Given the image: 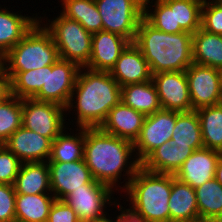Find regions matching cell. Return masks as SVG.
<instances>
[{
	"label": "cell",
	"instance_id": "22",
	"mask_svg": "<svg viewBox=\"0 0 222 222\" xmlns=\"http://www.w3.org/2000/svg\"><path fill=\"white\" fill-rule=\"evenodd\" d=\"M194 151L193 148H181L168 141L156 148L141 166L150 172L175 174Z\"/></svg>",
	"mask_w": 222,
	"mask_h": 222
},
{
	"label": "cell",
	"instance_id": "2",
	"mask_svg": "<svg viewBox=\"0 0 222 222\" xmlns=\"http://www.w3.org/2000/svg\"><path fill=\"white\" fill-rule=\"evenodd\" d=\"M120 101L121 87L110 72L81 67L66 111L75 112L77 128H97Z\"/></svg>",
	"mask_w": 222,
	"mask_h": 222
},
{
	"label": "cell",
	"instance_id": "34",
	"mask_svg": "<svg viewBox=\"0 0 222 222\" xmlns=\"http://www.w3.org/2000/svg\"><path fill=\"white\" fill-rule=\"evenodd\" d=\"M22 126V99L8 95L0 102V145Z\"/></svg>",
	"mask_w": 222,
	"mask_h": 222
},
{
	"label": "cell",
	"instance_id": "14",
	"mask_svg": "<svg viewBox=\"0 0 222 222\" xmlns=\"http://www.w3.org/2000/svg\"><path fill=\"white\" fill-rule=\"evenodd\" d=\"M47 164L51 191L58 200H63L73 190L84 188V184L96 182L84 159L73 162H47Z\"/></svg>",
	"mask_w": 222,
	"mask_h": 222
},
{
	"label": "cell",
	"instance_id": "32",
	"mask_svg": "<svg viewBox=\"0 0 222 222\" xmlns=\"http://www.w3.org/2000/svg\"><path fill=\"white\" fill-rule=\"evenodd\" d=\"M9 78L10 94L20 99L33 98L42 88L46 66L28 71H4Z\"/></svg>",
	"mask_w": 222,
	"mask_h": 222
},
{
	"label": "cell",
	"instance_id": "5",
	"mask_svg": "<svg viewBox=\"0 0 222 222\" xmlns=\"http://www.w3.org/2000/svg\"><path fill=\"white\" fill-rule=\"evenodd\" d=\"M58 59L51 34L38 21L1 61L4 71H28L53 65Z\"/></svg>",
	"mask_w": 222,
	"mask_h": 222
},
{
	"label": "cell",
	"instance_id": "42",
	"mask_svg": "<svg viewBox=\"0 0 222 222\" xmlns=\"http://www.w3.org/2000/svg\"><path fill=\"white\" fill-rule=\"evenodd\" d=\"M214 178L222 185V153H220Z\"/></svg>",
	"mask_w": 222,
	"mask_h": 222
},
{
	"label": "cell",
	"instance_id": "44",
	"mask_svg": "<svg viewBox=\"0 0 222 222\" xmlns=\"http://www.w3.org/2000/svg\"><path fill=\"white\" fill-rule=\"evenodd\" d=\"M190 222H220V219L198 218Z\"/></svg>",
	"mask_w": 222,
	"mask_h": 222
},
{
	"label": "cell",
	"instance_id": "46",
	"mask_svg": "<svg viewBox=\"0 0 222 222\" xmlns=\"http://www.w3.org/2000/svg\"><path fill=\"white\" fill-rule=\"evenodd\" d=\"M214 1L222 7V0H214Z\"/></svg>",
	"mask_w": 222,
	"mask_h": 222
},
{
	"label": "cell",
	"instance_id": "39",
	"mask_svg": "<svg viewBox=\"0 0 222 222\" xmlns=\"http://www.w3.org/2000/svg\"><path fill=\"white\" fill-rule=\"evenodd\" d=\"M47 222H81L75 211L64 201L55 199Z\"/></svg>",
	"mask_w": 222,
	"mask_h": 222
},
{
	"label": "cell",
	"instance_id": "33",
	"mask_svg": "<svg viewBox=\"0 0 222 222\" xmlns=\"http://www.w3.org/2000/svg\"><path fill=\"white\" fill-rule=\"evenodd\" d=\"M199 218H222V185L215 179L206 181L194 189Z\"/></svg>",
	"mask_w": 222,
	"mask_h": 222
},
{
	"label": "cell",
	"instance_id": "6",
	"mask_svg": "<svg viewBox=\"0 0 222 222\" xmlns=\"http://www.w3.org/2000/svg\"><path fill=\"white\" fill-rule=\"evenodd\" d=\"M39 22L51 34L59 53V58L76 63L80 68L86 67L91 57L92 34L79 22L71 20L60 13L49 23ZM51 20V21H50Z\"/></svg>",
	"mask_w": 222,
	"mask_h": 222
},
{
	"label": "cell",
	"instance_id": "43",
	"mask_svg": "<svg viewBox=\"0 0 222 222\" xmlns=\"http://www.w3.org/2000/svg\"><path fill=\"white\" fill-rule=\"evenodd\" d=\"M114 218H115V220H114ZM89 222H118V219H117V216L113 217V219H112V217L108 213V216L106 215L103 218H100L98 220H92V221H89Z\"/></svg>",
	"mask_w": 222,
	"mask_h": 222
},
{
	"label": "cell",
	"instance_id": "23",
	"mask_svg": "<svg viewBox=\"0 0 222 222\" xmlns=\"http://www.w3.org/2000/svg\"><path fill=\"white\" fill-rule=\"evenodd\" d=\"M18 194L52 193L47 162H24L14 182Z\"/></svg>",
	"mask_w": 222,
	"mask_h": 222
},
{
	"label": "cell",
	"instance_id": "37",
	"mask_svg": "<svg viewBox=\"0 0 222 222\" xmlns=\"http://www.w3.org/2000/svg\"><path fill=\"white\" fill-rule=\"evenodd\" d=\"M22 162L4 145H0V184L14 185Z\"/></svg>",
	"mask_w": 222,
	"mask_h": 222
},
{
	"label": "cell",
	"instance_id": "29",
	"mask_svg": "<svg viewBox=\"0 0 222 222\" xmlns=\"http://www.w3.org/2000/svg\"><path fill=\"white\" fill-rule=\"evenodd\" d=\"M60 13L79 22L89 33L103 30L101 15L94 0H61Z\"/></svg>",
	"mask_w": 222,
	"mask_h": 222
},
{
	"label": "cell",
	"instance_id": "24",
	"mask_svg": "<svg viewBox=\"0 0 222 222\" xmlns=\"http://www.w3.org/2000/svg\"><path fill=\"white\" fill-rule=\"evenodd\" d=\"M193 63L222 69V35L205 31L201 27L192 38Z\"/></svg>",
	"mask_w": 222,
	"mask_h": 222
},
{
	"label": "cell",
	"instance_id": "21",
	"mask_svg": "<svg viewBox=\"0 0 222 222\" xmlns=\"http://www.w3.org/2000/svg\"><path fill=\"white\" fill-rule=\"evenodd\" d=\"M170 222H190L199 218L195 190L171 174Z\"/></svg>",
	"mask_w": 222,
	"mask_h": 222
},
{
	"label": "cell",
	"instance_id": "8",
	"mask_svg": "<svg viewBox=\"0 0 222 222\" xmlns=\"http://www.w3.org/2000/svg\"><path fill=\"white\" fill-rule=\"evenodd\" d=\"M65 112L66 108L57 103L24 98L22 126L53 141L66 127H70Z\"/></svg>",
	"mask_w": 222,
	"mask_h": 222
},
{
	"label": "cell",
	"instance_id": "19",
	"mask_svg": "<svg viewBox=\"0 0 222 222\" xmlns=\"http://www.w3.org/2000/svg\"><path fill=\"white\" fill-rule=\"evenodd\" d=\"M146 115L120 101L110 111L100 128L109 134L135 142Z\"/></svg>",
	"mask_w": 222,
	"mask_h": 222
},
{
	"label": "cell",
	"instance_id": "41",
	"mask_svg": "<svg viewBox=\"0 0 222 222\" xmlns=\"http://www.w3.org/2000/svg\"><path fill=\"white\" fill-rule=\"evenodd\" d=\"M10 95L9 78L5 75L3 68H0V102Z\"/></svg>",
	"mask_w": 222,
	"mask_h": 222
},
{
	"label": "cell",
	"instance_id": "40",
	"mask_svg": "<svg viewBox=\"0 0 222 222\" xmlns=\"http://www.w3.org/2000/svg\"><path fill=\"white\" fill-rule=\"evenodd\" d=\"M113 206H115V208L118 209V212L120 213H118L117 215L118 222H146L145 219H143L140 215L132 211L130 208H124L120 204L119 200L118 203L116 202Z\"/></svg>",
	"mask_w": 222,
	"mask_h": 222
},
{
	"label": "cell",
	"instance_id": "17",
	"mask_svg": "<svg viewBox=\"0 0 222 222\" xmlns=\"http://www.w3.org/2000/svg\"><path fill=\"white\" fill-rule=\"evenodd\" d=\"M221 152L209 148L195 150L181 165L174 177L193 189L214 178Z\"/></svg>",
	"mask_w": 222,
	"mask_h": 222
},
{
	"label": "cell",
	"instance_id": "16",
	"mask_svg": "<svg viewBox=\"0 0 222 222\" xmlns=\"http://www.w3.org/2000/svg\"><path fill=\"white\" fill-rule=\"evenodd\" d=\"M130 43L123 36L104 30L92 34L91 57L86 68L110 72Z\"/></svg>",
	"mask_w": 222,
	"mask_h": 222
},
{
	"label": "cell",
	"instance_id": "15",
	"mask_svg": "<svg viewBox=\"0 0 222 222\" xmlns=\"http://www.w3.org/2000/svg\"><path fill=\"white\" fill-rule=\"evenodd\" d=\"M3 145L22 163L47 162L51 155L52 141L21 126Z\"/></svg>",
	"mask_w": 222,
	"mask_h": 222
},
{
	"label": "cell",
	"instance_id": "10",
	"mask_svg": "<svg viewBox=\"0 0 222 222\" xmlns=\"http://www.w3.org/2000/svg\"><path fill=\"white\" fill-rule=\"evenodd\" d=\"M79 70L80 67L76 63L60 58L53 65L46 66L45 83L33 99L57 103L66 108Z\"/></svg>",
	"mask_w": 222,
	"mask_h": 222
},
{
	"label": "cell",
	"instance_id": "28",
	"mask_svg": "<svg viewBox=\"0 0 222 222\" xmlns=\"http://www.w3.org/2000/svg\"><path fill=\"white\" fill-rule=\"evenodd\" d=\"M66 129L69 128H65L52 141L51 155L47 162H73L84 158V128H75L76 134L71 131L69 133Z\"/></svg>",
	"mask_w": 222,
	"mask_h": 222
},
{
	"label": "cell",
	"instance_id": "27",
	"mask_svg": "<svg viewBox=\"0 0 222 222\" xmlns=\"http://www.w3.org/2000/svg\"><path fill=\"white\" fill-rule=\"evenodd\" d=\"M171 136V142L181 148L198 150L204 147L201 126L196 110L179 112Z\"/></svg>",
	"mask_w": 222,
	"mask_h": 222
},
{
	"label": "cell",
	"instance_id": "3",
	"mask_svg": "<svg viewBox=\"0 0 222 222\" xmlns=\"http://www.w3.org/2000/svg\"><path fill=\"white\" fill-rule=\"evenodd\" d=\"M192 38L189 32L170 34L140 20L133 43L142 52L151 74L186 71L193 63Z\"/></svg>",
	"mask_w": 222,
	"mask_h": 222
},
{
	"label": "cell",
	"instance_id": "36",
	"mask_svg": "<svg viewBox=\"0 0 222 222\" xmlns=\"http://www.w3.org/2000/svg\"><path fill=\"white\" fill-rule=\"evenodd\" d=\"M201 28L222 35V7L214 0H204L201 8Z\"/></svg>",
	"mask_w": 222,
	"mask_h": 222
},
{
	"label": "cell",
	"instance_id": "26",
	"mask_svg": "<svg viewBox=\"0 0 222 222\" xmlns=\"http://www.w3.org/2000/svg\"><path fill=\"white\" fill-rule=\"evenodd\" d=\"M121 101L145 115L153 114L162 109L152 79L121 87Z\"/></svg>",
	"mask_w": 222,
	"mask_h": 222
},
{
	"label": "cell",
	"instance_id": "25",
	"mask_svg": "<svg viewBox=\"0 0 222 222\" xmlns=\"http://www.w3.org/2000/svg\"><path fill=\"white\" fill-rule=\"evenodd\" d=\"M52 193L18 194L15 200V221L47 222L52 204L55 201Z\"/></svg>",
	"mask_w": 222,
	"mask_h": 222
},
{
	"label": "cell",
	"instance_id": "35",
	"mask_svg": "<svg viewBox=\"0 0 222 222\" xmlns=\"http://www.w3.org/2000/svg\"><path fill=\"white\" fill-rule=\"evenodd\" d=\"M204 0H175L176 26L194 34L201 27V8Z\"/></svg>",
	"mask_w": 222,
	"mask_h": 222
},
{
	"label": "cell",
	"instance_id": "30",
	"mask_svg": "<svg viewBox=\"0 0 222 222\" xmlns=\"http://www.w3.org/2000/svg\"><path fill=\"white\" fill-rule=\"evenodd\" d=\"M204 148L222 153V103L196 110Z\"/></svg>",
	"mask_w": 222,
	"mask_h": 222
},
{
	"label": "cell",
	"instance_id": "4",
	"mask_svg": "<svg viewBox=\"0 0 222 222\" xmlns=\"http://www.w3.org/2000/svg\"><path fill=\"white\" fill-rule=\"evenodd\" d=\"M123 192L130 209L146 222H170L171 174L150 172L140 166Z\"/></svg>",
	"mask_w": 222,
	"mask_h": 222
},
{
	"label": "cell",
	"instance_id": "11",
	"mask_svg": "<svg viewBox=\"0 0 222 222\" xmlns=\"http://www.w3.org/2000/svg\"><path fill=\"white\" fill-rule=\"evenodd\" d=\"M178 111L161 109L146 115L138 138L133 143L137 160L141 164L156 148L171 141Z\"/></svg>",
	"mask_w": 222,
	"mask_h": 222
},
{
	"label": "cell",
	"instance_id": "20",
	"mask_svg": "<svg viewBox=\"0 0 222 222\" xmlns=\"http://www.w3.org/2000/svg\"><path fill=\"white\" fill-rule=\"evenodd\" d=\"M0 6V57L11 50L39 21L37 13L22 15ZM12 11V12H11ZM35 15V17H34Z\"/></svg>",
	"mask_w": 222,
	"mask_h": 222
},
{
	"label": "cell",
	"instance_id": "47",
	"mask_svg": "<svg viewBox=\"0 0 222 222\" xmlns=\"http://www.w3.org/2000/svg\"><path fill=\"white\" fill-rule=\"evenodd\" d=\"M2 67V61H1V57H0V68Z\"/></svg>",
	"mask_w": 222,
	"mask_h": 222
},
{
	"label": "cell",
	"instance_id": "1",
	"mask_svg": "<svg viewBox=\"0 0 222 222\" xmlns=\"http://www.w3.org/2000/svg\"><path fill=\"white\" fill-rule=\"evenodd\" d=\"M133 155H135L133 142L106 133L100 127L84 128L83 159L94 180L108 185L116 192L120 190V194L127 188L129 181L141 166ZM122 175L125 178L123 187L119 186L120 183H124L120 182Z\"/></svg>",
	"mask_w": 222,
	"mask_h": 222
},
{
	"label": "cell",
	"instance_id": "38",
	"mask_svg": "<svg viewBox=\"0 0 222 222\" xmlns=\"http://www.w3.org/2000/svg\"><path fill=\"white\" fill-rule=\"evenodd\" d=\"M15 200L14 185L0 184V222L15 221Z\"/></svg>",
	"mask_w": 222,
	"mask_h": 222
},
{
	"label": "cell",
	"instance_id": "31",
	"mask_svg": "<svg viewBox=\"0 0 222 222\" xmlns=\"http://www.w3.org/2000/svg\"><path fill=\"white\" fill-rule=\"evenodd\" d=\"M143 17L162 32L170 34L185 32L180 26H176L175 0H154V4L153 0L151 2L144 0Z\"/></svg>",
	"mask_w": 222,
	"mask_h": 222
},
{
	"label": "cell",
	"instance_id": "13",
	"mask_svg": "<svg viewBox=\"0 0 222 222\" xmlns=\"http://www.w3.org/2000/svg\"><path fill=\"white\" fill-rule=\"evenodd\" d=\"M161 108L188 112L192 110L185 71L159 72L152 75Z\"/></svg>",
	"mask_w": 222,
	"mask_h": 222
},
{
	"label": "cell",
	"instance_id": "9",
	"mask_svg": "<svg viewBox=\"0 0 222 222\" xmlns=\"http://www.w3.org/2000/svg\"><path fill=\"white\" fill-rule=\"evenodd\" d=\"M113 194L115 191L111 187L96 181L73 190L63 200L75 211L81 222H89L107 215L106 208L118 202Z\"/></svg>",
	"mask_w": 222,
	"mask_h": 222
},
{
	"label": "cell",
	"instance_id": "18",
	"mask_svg": "<svg viewBox=\"0 0 222 222\" xmlns=\"http://www.w3.org/2000/svg\"><path fill=\"white\" fill-rule=\"evenodd\" d=\"M110 74L120 87L152 79L147 61L134 43H130L121 53Z\"/></svg>",
	"mask_w": 222,
	"mask_h": 222
},
{
	"label": "cell",
	"instance_id": "45",
	"mask_svg": "<svg viewBox=\"0 0 222 222\" xmlns=\"http://www.w3.org/2000/svg\"><path fill=\"white\" fill-rule=\"evenodd\" d=\"M219 75H220V85H221V92H222V69L219 70Z\"/></svg>",
	"mask_w": 222,
	"mask_h": 222
},
{
	"label": "cell",
	"instance_id": "7",
	"mask_svg": "<svg viewBox=\"0 0 222 222\" xmlns=\"http://www.w3.org/2000/svg\"><path fill=\"white\" fill-rule=\"evenodd\" d=\"M103 30L119 34L133 43L144 16V0H94Z\"/></svg>",
	"mask_w": 222,
	"mask_h": 222
},
{
	"label": "cell",
	"instance_id": "12",
	"mask_svg": "<svg viewBox=\"0 0 222 222\" xmlns=\"http://www.w3.org/2000/svg\"><path fill=\"white\" fill-rule=\"evenodd\" d=\"M192 110L222 103L219 70L192 63L185 71Z\"/></svg>",
	"mask_w": 222,
	"mask_h": 222
}]
</instances>
